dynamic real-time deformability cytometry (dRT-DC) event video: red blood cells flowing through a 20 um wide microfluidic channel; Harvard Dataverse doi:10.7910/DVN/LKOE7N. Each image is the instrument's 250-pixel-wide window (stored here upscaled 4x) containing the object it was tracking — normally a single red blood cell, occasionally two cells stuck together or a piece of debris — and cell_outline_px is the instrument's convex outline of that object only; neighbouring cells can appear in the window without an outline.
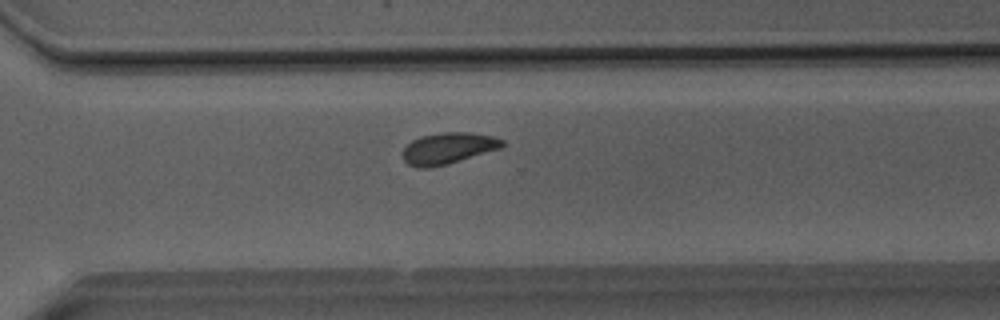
{"species": "Egyptian fruit bat (a non-hibernating species)", "species_latin": "Rousettus aegyptiacus", "temperature_condition": "room temperature", "stored_images_in_passage": 36, "camera_frame_rate_fps": 3000, "um_per_image_px": 0.085, "animal": {"sex": "male"}, "frame": {"image": 1, "passage_image": 22, "time_ms": 7.0, "image_size_px": [1000, 320], "cell_outline_px": [[504, 144], [500, 148], [448, 164], [432, 168], [416, 168], [408, 164], [404, 160], [404, 148], [412, 140], [420, 136], [440, 132], [472, 132], [496, 136], [504, 140]], "centroid_in_image_um": [38.1, 12.59], "position_along_channel_um": 332.5, "area_um2": 18.32}}
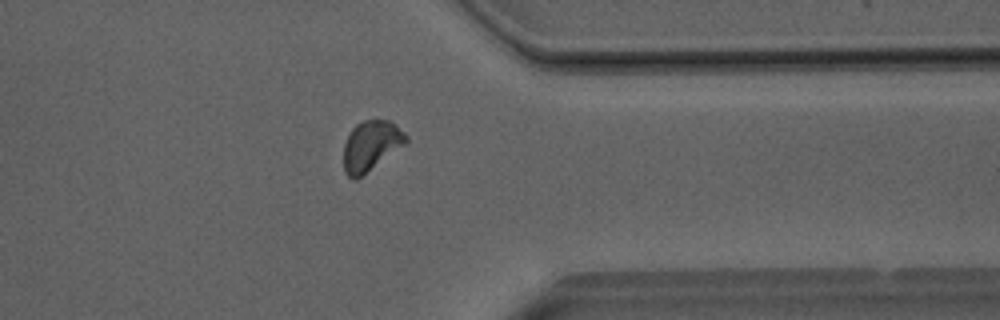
{"frame": {"image": 2, "passage_image": 26, "time_ms": 8.333, "image_size_px": [1000, 320], "cell_outline_px": [[408, 140], [404, 144], [356, 180], [352, 180], [344, 172], [344, 144], [352, 128], [356, 124], [364, 120], [388, 120], [396, 124], [408, 136]], "centroid_in_image_um": [31.51, 12.38], "position_along_channel_um": 379.9, "area_um2": 17.98}}
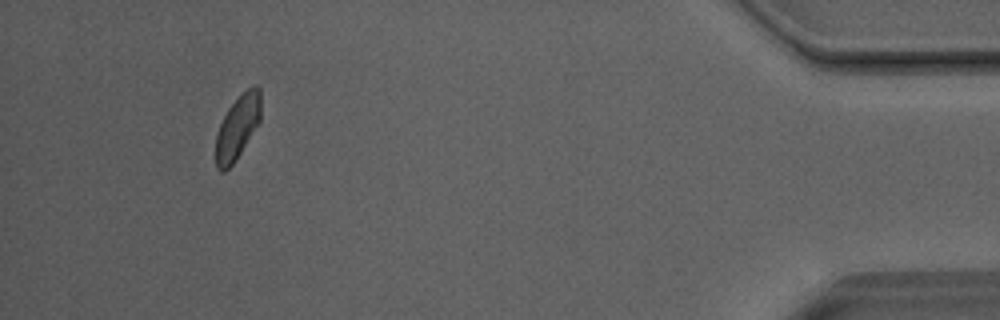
{"frame": {"image": 3, "passage_image": 33, "time_ms": 10.667, "image_size_px": [1000, 320], "cell_outline_px": [[260, 120], [236, 160], [224, 172], [220, 172], [216, 168], [216, 132], [228, 108], [252, 84], [256, 84], [260, 88]], "centroid_in_image_um": [20.18, 10.83], "position_along_channel_um": 415.0, "area_um2": 16.59}, "authors_computed_cell_mechanics": {"area_um2": 18.0336, "velocity_mm_per_s": 4.0358, "shape_relaxation_time_tau1_ms": 5.4357, "shape_relaxation_time_tau2_ms": 1.3146, "deformation_change_tau1": 0.0937, "deformation_change_tau2": 0.0682}}